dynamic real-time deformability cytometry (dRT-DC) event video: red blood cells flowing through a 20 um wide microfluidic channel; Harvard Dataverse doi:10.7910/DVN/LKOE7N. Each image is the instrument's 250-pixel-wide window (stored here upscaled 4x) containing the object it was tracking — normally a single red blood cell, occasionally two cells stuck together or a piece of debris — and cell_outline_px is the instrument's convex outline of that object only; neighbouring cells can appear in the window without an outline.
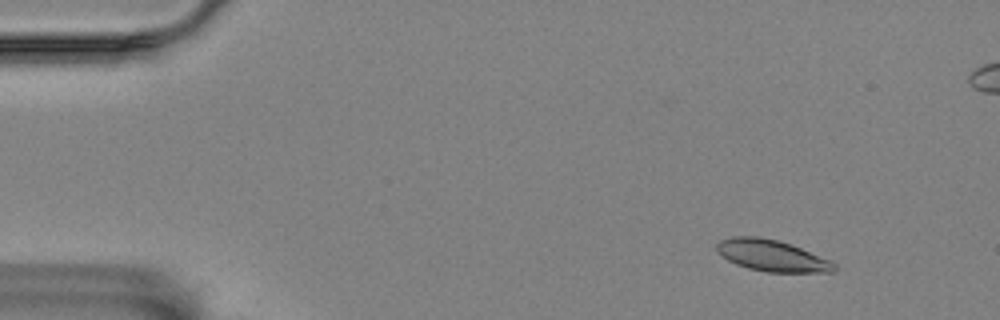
{"species": "Egyptian fruit bat (a non-hibernating species)", "species_latin": "Rousettus aegyptiacus", "temperature_condition": "room temperature", "stored_images_in_passage": 6, "camera_frame_rate_fps": 3000, "um_per_image_px": 0.085, "animal": {"sex": "female"}, "frame": {"image": 1, "passage_image": 2, "time_ms": 1.667, "image_size_px": [1000, 320], "cell_outline_px": [[836, 272], [768, 272], [748, 268], [736, 264], [728, 260], [716, 252], [716, 244], [720, 240], [732, 236], [760, 236], [780, 240], [792, 244], [832, 260], [836, 264]], "centroid_in_image_um": [65.63, 21.71], "position_along_channel_um": 19.4, "area_um2": 21.91}}